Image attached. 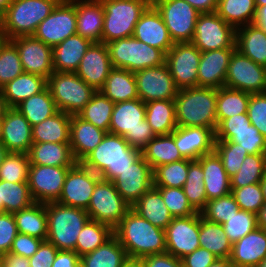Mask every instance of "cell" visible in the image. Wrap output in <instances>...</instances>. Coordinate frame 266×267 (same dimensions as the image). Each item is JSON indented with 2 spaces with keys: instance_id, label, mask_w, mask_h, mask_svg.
I'll list each match as a JSON object with an SVG mask.
<instances>
[{
  "instance_id": "6da1fadb",
  "label": "cell",
  "mask_w": 266,
  "mask_h": 267,
  "mask_svg": "<svg viewBox=\"0 0 266 267\" xmlns=\"http://www.w3.org/2000/svg\"><path fill=\"white\" fill-rule=\"evenodd\" d=\"M114 235L126 250L130 261L166 252L165 230L153 226L130 208L114 228Z\"/></svg>"
},
{
  "instance_id": "7a4b0ae2",
  "label": "cell",
  "mask_w": 266,
  "mask_h": 267,
  "mask_svg": "<svg viewBox=\"0 0 266 267\" xmlns=\"http://www.w3.org/2000/svg\"><path fill=\"white\" fill-rule=\"evenodd\" d=\"M140 156L141 151L131 147L123 136L106 133L101 143L81 163L101 179L113 181Z\"/></svg>"
},
{
  "instance_id": "3957f363",
  "label": "cell",
  "mask_w": 266,
  "mask_h": 267,
  "mask_svg": "<svg viewBox=\"0 0 266 267\" xmlns=\"http://www.w3.org/2000/svg\"><path fill=\"white\" fill-rule=\"evenodd\" d=\"M217 89L188 87L179 89L174 99L176 121L179 127L217 128Z\"/></svg>"
},
{
  "instance_id": "277c9868",
  "label": "cell",
  "mask_w": 266,
  "mask_h": 267,
  "mask_svg": "<svg viewBox=\"0 0 266 267\" xmlns=\"http://www.w3.org/2000/svg\"><path fill=\"white\" fill-rule=\"evenodd\" d=\"M61 0H12L0 16L3 39L33 35Z\"/></svg>"
},
{
  "instance_id": "5b68a950",
  "label": "cell",
  "mask_w": 266,
  "mask_h": 267,
  "mask_svg": "<svg viewBox=\"0 0 266 267\" xmlns=\"http://www.w3.org/2000/svg\"><path fill=\"white\" fill-rule=\"evenodd\" d=\"M145 118L146 106L140 98L115 103L109 133L123 136L141 151L156 136Z\"/></svg>"
},
{
  "instance_id": "8992f818",
  "label": "cell",
  "mask_w": 266,
  "mask_h": 267,
  "mask_svg": "<svg viewBox=\"0 0 266 267\" xmlns=\"http://www.w3.org/2000/svg\"><path fill=\"white\" fill-rule=\"evenodd\" d=\"M45 207L48 225L46 240L58 250L75 251L78 235L90 220L86 210L58 202L45 203Z\"/></svg>"
},
{
  "instance_id": "52a82bcc",
  "label": "cell",
  "mask_w": 266,
  "mask_h": 267,
  "mask_svg": "<svg viewBox=\"0 0 266 267\" xmlns=\"http://www.w3.org/2000/svg\"><path fill=\"white\" fill-rule=\"evenodd\" d=\"M104 7L102 43L132 37L135 25L152 0H100Z\"/></svg>"
},
{
  "instance_id": "ba28073f",
  "label": "cell",
  "mask_w": 266,
  "mask_h": 267,
  "mask_svg": "<svg viewBox=\"0 0 266 267\" xmlns=\"http://www.w3.org/2000/svg\"><path fill=\"white\" fill-rule=\"evenodd\" d=\"M113 68L137 72L165 63L166 54L136 38L128 37L106 43Z\"/></svg>"
},
{
  "instance_id": "9c48e42d",
  "label": "cell",
  "mask_w": 266,
  "mask_h": 267,
  "mask_svg": "<svg viewBox=\"0 0 266 267\" xmlns=\"http://www.w3.org/2000/svg\"><path fill=\"white\" fill-rule=\"evenodd\" d=\"M47 87L57 109L69 115H77L96 92L75 72L54 71L47 79Z\"/></svg>"
},
{
  "instance_id": "30bf717a",
  "label": "cell",
  "mask_w": 266,
  "mask_h": 267,
  "mask_svg": "<svg viewBox=\"0 0 266 267\" xmlns=\"http://www.w3.org/2000/svg\"><path fill=\"white\" fill-rule=\"evenodd\" d=\"M130 208L112 181L100 179L93 190L86 212L90 220L102 222L114 229Z\"/></svg>"
},
{
  "instance_id": "8fae6325",
  "label": "cell",
  "mask_w": 266,
  "mask_h": 267,
  "mask_svg": "<svg viewBox=\"0 0 266 267\" xmlns=\"http://www.w3.org/2000/svg\"><path fill=\"white\" fill-rule=\"evenodd\" d=\"M174 43L191 42L200 13L185 0H152Z\"/></svg>"
},
{
  "instance_id": "7c38bea8",
  "label": "cell",
  "mask_w": 266,
  "mask_h": 267,
  "mask_svg": "<svg viewBox=\"0 0 266 267\" xmlns=\"http://www.w3.org/2000/svg\"><path fill=\"white\" fill-rule=\"evenodd\" d=\"M235 41L236 29L216 12L200 13L191 43L201 52L236 48Z\"/></svg>"
},
{
  "instance_id": "4fadbf2b",
  "label": "cell",
  "mask_w": 266,
  "mask_h": 267,
  "mask_svg": "<svg viewBox=\"0 0 266 267\" xmlns=\"http://www.w3.org/2000/svg\"><path fill=\"white\" fill-rule=\"evenodd\" d=\"M76 0H61L37 27L33 36L50 47L77 34Z\"/></svg>"
},
{
  "instance_id": "5bb4252c",
  "label": "cell",
  "mask_w": 266,
  "mask_h": 267,
  "mask_svg": "<svg viewBox=\"0 0 266 267\" xmlns=\"http://www.w3.org/2000/svg\"><path fill=\"white\" fill-rule=\"evenodd\" d=\"M225 87L250 94L266 92V67L256 64L237 49L228 65Z\"/></svg>"
},
{
  "instance_id": "9a60e30c",
  "label": "cell",
  "mask_w": 266,
  "mask_h": 267,
  "mask_svg": "<svg viewBox=\"0 0 266 267\" xmlns=\"http://www.w3.org/2000/svg\"><path fill=\"white\" fill-rule=\"evenodd\" d=\"M202 52L191 42L174 43L165 62L179 89L198 86V65Z\"/></svg>"
},
{
  "instance_id": "2e32d148",
  "label": "cell",
  "mask_w": 266,
  "mask_h": 267,
  "mask_svg": "<svg viewBox=\"0 0 266 267\" xmlns=\"http://www.w3.org/2000/svg\"><path fill=\"white\" fill-rule=\"evenodd\" d=\"M71 167L30 165L27 182L33 201L44 204L56 202Z\"/></svg>"
},
{
  "instance_id": "e0dca14e",
  "label": "cell",
  "mask_w": 266,
  "mask_h": 267,
  "mask_svg": "<svg viewBox=\"0 0 266 267\" xmlns=\"http://www.w3.org/2000/svg\"><path fill=\"white\" fill-rule=\"evenodd\" d=\"M100 179L95 172L77 162L68 170L62 192L56 202L87 210L93 190Z\"/></svg>"
},
{
  "instance_id": "ac0fdd59",
  "label": "cell",
  "mask_w": 266,
  "mask_h": 267,
  "mask_svg": "<svg viewBox=\"0 0 266 267\" xmlns=\"http://www.w3.org/2000/svg\"><path fill=\"white\" fill-rule=\"evenodd\" d=\"M137 93L144 102L175 99L179 92L166 62L134 73Z\"/></svg>"
},
{
  "instance_id": "d6986e66",
  "label": "cell",
  "mask_w": 266,
  "mask_h": 267,
  "mask_svg": "<svg viewBox=\"0 0 266 267\" xmlns=\"http://www.w3.org/2000/svg\"><path fill=\"white\" fill-rule=\"evenodd\" d=\"M199 228L200 212L188 217L173 218L165 228L166 252L182 259L200 248Z\"/></svg>"
},
{
  "instance_id": "ffe728a7",
  "label": "cell",
  "mask_w": 266,
  "mask_h": 267,
  "mask_svg": "<svg viewBox=\"0 0 266 267\" xmlns=\"http://www.w3.org/2000/svg\"><path fill=\"white\" fill-rule=\"evenodd\" d=\"M19 53L23 71L46 79L54 72L52 47L33 35L10 39Z\"/></svg>"
},
{
  "instance_id": "44dd1931",
  "label": "cell",
  "mask_w": 266,
  "mask_h": 267,
  "mask_svg": "<svg viewBox=\"0 0 266 267\" xmlns=\"http://www.w3.org/2000/svg\"><path fill=\"white\" fill-rule=\"evenodd\" d=\"M112 183L121 197L132 206L144 193L153 187V169L140 156Z\"/></svg>"
},
{
  "instance_id": "7402d4cb",
  "label": "cell",
  "mask_w": 266,
  "mask_h": 267,
  "mask_svg": "<svg viewBox=\"0 0 266 267\" xmlns=\"http://www.w3.org/2000/svg\"><path fill=\"white\" fill-rule=\"evenodd\" d=\"M0 142L9 152L26 154L33 144L32 126L16 108H8L2 117Z\"/></svg>"
},
{
  "instance_id": "603a6c76",
  "label": "cell",
  "mask_w": 266,
  "mask_h": 267,
  "mask_svg": "<svg viewBox=\"0 0 266 267\" xmlns=\"http://www.w3.org/2000/svg\"><path fill=\"white\" fill-rule=\"evenodd\" d=\"M112 68L107 45L105 43H92L75 73L89 86L99 91Z\"/></svg>"
},
{
  "instance_id": "cb8c5ba5",
  "label": "cell",
  "mask_w": 266,
  "mask_h": 267,
  "mask_svg": "<svg viewBox=\"0 0 266 267\" xmlns=\"http://www.w3.org/2000/svg\"><path fill=\"white\" fill-rule=\"evenodd\" d=\"M133 37L162 50L165 54L174 44L160 12L152 3L142 13L135 25Z\"/></svg>"
},
{
  "instance_id": "d4e9b609",
  "label": "cell",
  "mask_w": 266,
  "mask_h": 267,
  "mask_svg": "<svg viewBox=\"0 0 266 267\" xmlns=\"http://www.w3.org/2000/svg\"><path fill=\"white\" fill-rule=\"evenodd\" d=\"M175 145L184 158L198 160L214 151L215 132L205 127H179L174 130Z\"/></svg>"
},
{
  "instance_id": "484cf974",
  "label": "cell",
  "mask_w": 266,
  "mask_h": 267,
  "mask_svg": "<svg viewBox=\"0 0 266 267\" xmlns=\"http://www.w3.org/2000/svg\"><path fill=\"white\" fill-rule=\"evenodd\" d=\"M236 48L202 52L198 65V87H224L232 53Z\"/></svg>"
},
{
  "instance_id": "4316f807",
  "label": "cell",
  "mask_w": 266,
  "mask_h": 267,
  "mask_svg": "<svg viewBox=\"0 0 266 267\" xmlns=\"http://www.w3.org/2000/svg\"><path fill=\"white\" fill-rule=\"evenodd\" d=\"M266 258V230L257 227L232 245L235 267H256Z\"/></svg>"
},
{
  "instance_id": "83f0119b",
  "label": "cell",
  "mask_w": 266,
  "mask_h": 267,
  "mask_svg": "<svg viewBox=\"0 0 266 267\" xmlns=\"http://www.w3.org/2000/svg\"><path fill=\"white\" fill-rule=\"evenodd\" d=\"M106 133L78 115H71L69 144L75 160L81 162L101 143Z\"/></svg>"
},
{
  "instance_id": "f1b7e54d",
  "label": "cell",
  "mask_w": 266,
  "mask_h": 267,
  "mask_svg": "<svg viewBox=\"0 0 266 267\" xmlns=\"http://www.w3.org/2000/svg\"><path fill=\"white\" fill-rule=\"evenodd\" d=\"M77 34L102 43L104 7L100 0H76Z\"/></svg>"
},
{
  "instance_id": "f546056e",
  "label": "cell",
  "mask_w": 266,
  "mask_h": 267,
  "mask_svg": "<svg viewBox=\"0 0 266 267\" xmlns=\"http://www.w3.org/2000/svg\"><path fill=\"white\" fill-rule=\"evenodd\" d=\"M204 173V185L207 201L226 196L231 193V181L227 175L222 160L216 151L201 156L197 160Z\"/></svg>"
},
{
  "instance_id": "4dcf8cb0",
  "label": "cell",
  "mask_w": 266,
  "mask_h": 267,
  "mask_svg": "<svg viewBox=\"0 0 266 267\" xmlns=\"http://www.w3.org/2000/svg\"><path fill=\"white\" fill-rule=\"evenodd\" d=\"M92 42L74 34L52 48L53 68L58 72H76Z\"/></svg>"
},
{
  "instance_id": "1f68e13d",
  "label": "cell",
  "mask_w": 266,
  "mask_h": 267,
  "mask_svg": "<svg viewBox=\"0 0 266 267\" xmlns=\"http://www.w3.org/2000/svg\"><path fill=\"white\" fill-rule=\"evenodd\" d=\"M236 49L256 64L266 67V32L255 23L236 29Z\"/></svg>"
},
{
  "instance_id": "d6a6232c",
  "label": "cell",
  "mask_w": 266,
  "mask_h": 267,
  "mask_svg": "<svg viewBox=\"0 0 266 267\" xmlns=\"http://www.w3.org/2000/svg\"><path fill=\"white\" fill-rule=\"evenodd\" d=\"M129 262L126 250L115 235L94 251L80 257V267H125Z\"/></svg>"
},
{
  "instance_id": "836d02e7",
  "label": "cell",
  "mask_w": 266,
  "mask_h": 267,
  "mask_svg": "<svg viewBox=\"0 0 266 267\" xmlns=\"http://www.w3.org/2000/svg\"><path fill=\"white\" fill-rule=\"evenodd\" d=\"M28 156L30 165L74 166L77 163L69 143H33Z\"/></svg>"
},
{
  "instance_id": "e575fe53",
  "label": "cell",
  "mask_w": 266,
  "mask_h": 267,
  "mask_svg": "<svg viewBox=\"0 0 266 267\" xmlns=\"http://www.w3.org/2000/svg\"><path fill=\"white\" fill-rule=\"evenodd\" d=\"M47 87V79L23 72L1 87L8 108H15L27 98L40 93Z\"/></svg>"
},
{
  "instance_id": "d590c367",
  "label": "cell",
  "mask_w": 266,
  "mask_h": 267,
  "mask_svg": "<svg viewBox=\"0 0 266 267\" xmlns=\"http://www.w3.org/2000/svg\"><path fill=\"white\" fill-rule=\"evenodd\" d=\"M131 208L153 226L163 230L173 219L163 201L161 193L154 186L144 193Z\"/></svg>"
},
{
  "instance_id": "8d00e7d4",
  "label": "cell",
  "mask_w": 266,
  "mask_h": 267,
  "mask_svg": "<svg viewBox=\"0 0 266 267\" xmlns=\"http://www.w3.org/2000/svg\"><path fill=\"white\" fill-rule=\"evenodd\" d=\"M71 115L57 111L41 123L32 126L33 143H69Z\"/></svg>"
},
{
  "instance_id": "74e56055",
  "label": "cell",
  "mask_w": 266,
  "mask_h": 267,
  "mask_svg": "<svg viewBox=\"0 0 266 267\" xmlns=\"http://www.w3.org/2000/svg\"><path fill=\"white\" fill-rule=\"evenodd\" d=\"M100 91L114 103L139 98L134 73L122 68L110 70Z\"/></svg>"
},
{
  "instance_id": "f35d334b",
  "label": "cell",
  "mask_w": 266,
  "mask_h": 267,
  "mask_svg": "<svg viewBox=\"0 0 266 267\" xmlns=\"http://www.w3.org/2000/svg\"><path fill=\"white\" fill-rule=\"evenodd\" d=\"M141 156L154 170L164 164L185 159L175 145L174 131L167 135H157L141 150Z\"/></svg>"
},
{
  "instance_id": "ab89813d",
  "label": "cell",
  "mask_w": 266,
  "mask_h": 267,
  "mask_svg": "<svg viewBox=\"0 0 266 267\" xmlns=\"http://www.w3.org/2000/svg\"><path fill=\"white\" fill-rule=\"evenodd\" d=\"M18 233L41 240L48 235L47 212L44 203L34 202L29 207L13 213Z\"/></svg>"
},
{
  "instance_id": "60d3db41",
  "label": "cell",
  "mask_w": 266,
  "mask_h": 267,
  "mask_svg": "<svg viewBox=\"0 0 266 267\" xmlns=\"http://www.w3.org/2000/svg\"><path fill=\"white\" fill-rule=\"evenodd\" d=\"M146 121L155 135L171 134L177 128L174 99L145 103Z\"/></svg>"
},
{
  "instance_id": "b9f144b4",
  "label": "cell",
  "mask_w": 266,
  "mask_h": 267,
  "mask_svg": "<svg viewBox=\"0 0 266 267\" xmlns=\"http://www.w3.org/2000/svg\"><path fill=\"white\" fill-rule=\"evenodd\" d=\"M199 243L200 248L207 249L217 258H230L231 256L233 244L225 234L222 225L206 220L201 213Z\"/></svg>"
},
{
  "instance_id": "7bdbcfd3",
  "label": "cell",
  "mask_w": 266,
  "mask_h": 267,
  "mask_svg": "<svg viewBox=\"0 0 266 267\" xmlns=\"http://www.w3.org/2000/svg\"><path fill=\"white\" fill-rule=\"evenodd\" d=\"M215 12L227 24L237 29L254 22L255 0H218Z\"/></svg>"
},
{
  "instance_id": "ee69618b",
  "label": "cell",
  "mask_w": 266,
  "mask_h": 267,
  "mask_svg": "<svg viewBox=\"0 0 266 267\" xmlns=\"http://www.w3.org/2000/svg\"><path fill=\"white\" fill-rule=\"evenodd\" d=\"M15 108L28 120L31 126L41 123L58 111L48 87L22 101Z\"/></svg>"
},
{
  "instance_id": "f6af8a7d",
  "label": "cell",
  "mask_w": 266,
  "mask_h": 267,
  "mask_svg": "<svg viewBox=\"0 0 266 267\" xmlns=\"http://www.w3.org/2000/svg\"><path fill=\"white\" fill-rule=\"evenodd\" d=\"M33 203L28 182L0 180V212L15 213Z\"/></svg>"
},
{
  "instance_id": "bcb514c9",
  "label": "cell",
  "mask_w": 266,
  "mask_h": 267,
  "mask_svg": "<svg viewBox=\"0 0 266 267\" xmlns=\"http://www.w3.org/2000/svg\"><path fill=\"white\" fill-rule=\"evenodd\" d=\"M215 140L238 143L248 154H266V138L252 124L240 130H216Z\"/></svg>"
},
{
  "instance_id": "7dc6e473",
  "label": "cell",
  "mask_w": 266,
  "mask_h": 267,
  "mask_svg": "<svg viewBox=\"0 0 266 267\" xmlns=\"http://www.w3.org/2000/svg\"><path fill=\"white\" fill-rule=\"evenodd\" d=\"M250 93L227 87L217 89L216 113L217 125L226 118L247 113Z\"/></svg>"
},
{
  "instance_id": "c3c4849f",
  "label": "cell",
  "mask_w": 266,
  "mask_h": 267,
  "mask_svg": "<svg viewBox=\"0 0 266 267\" xmlns=\"http://www.w3.org/2000/svg\"><path fill=\"white\" fill-rule=\"evenodd\" d=\"M114 104L99 90L94 93L91 100L77 115L81 119L109 133Z\"/></svg>"
},
{
  "instance_id": "681fc988",
  "label": "cell",
  "mask_w": 266,
  "mask_h": 267,
  "mask_svg": "<svg viewBox=\"0 0 266 267\" xmlns=\"http://www.w3.org/2000/svg\"><path fill=\"white\" fill-rule=\"evenodd\" d=\"M114 235V229L102 222L89 220L76 240L75 252L81 257L104 244Z\"/></svg>"
},
{
  "instance_id": "f907efd6",
  "label": "cell",
  "mask_w": 266,
  "mask_h": 267,
  "mask_svg": "<svg viewBox=\"0 0 266 267\" xmlns=\"http://www.w3.org/2000/svg\"><path fill=\"white\" fill-rule=\"evenodd\" d=\"M203 177L201 164L197 160L189 159V171L183 190L189 203L197 212H201L207 203Z\"/></svg>"
},
{
  "instance_id": "816d5d0a",
  "label": "cell",
  "mask_w": 266,
  "mask_h": 267,
  "mask_svg": "<svg viewBox=\"0 0 266 267\" xmlns=\"http://www.w3.org/2000/svg\"><path fill=\"white\" fill-rule=\"evenodd\" d=\"M266 171V154H249L239 171L230 178L231 188H241L260 183Z\"/></svg>"
},
{
  "instance_id": "f5cc1de1",
  "label": "cell",
  "mask_w": 266,
  "mask_h": 267,
  "mask_svg": "<svg viewBox=\"0 0 266 267\" xmlns=\"http://www.w3.org/2000/svg\"><path fill=\"white\" fill-rule=\"evenodd\" d=\"M189 171V159L168 163L153 170L154 187L183 188Z\"/></svg>"
},
{
  "instance_id": "db71d44e",
  "label": "cell",
  "mask_w": 266,
  "mask_h": 267,
  "mask_svg": "<svg viewBox=\"0 0 266 267\" xmlns=\"http://www.w3.org/2000/svg\"><path fill=\"white\" fill-rule=\"evenodd\" d=\"M23 72L16 46L10 40L2 39L0 41V88Z\"/></svg>"
},
{
  "instance_id": "11a10c76",
  "label": "cell",
  "mask_w": 266,
  "mask_h": 267,
  "mask_svg": "<svg viewBox=\"0 0 266 267\" xmlns=\"http://www.w3.org/2000/svg\"><path fill=\"white\" fill-rule=\"evenodd\" d=\"M30 160L26 153L8 152L0 166V180L27 182Z\"/></svg>"
},
{
  "instance_id": "9f6ffc18",
  "label": "cell",
  "mask_w": 266,
  "mask_h": 267,
  "mask_svg": "<svg viewBox=\"0 0 266 267\" xmlns=\"http://www.w3.org/2000/svg\"><path fill=\"white\" fill-rule=\"evenodd\" d=\"M222 227L230 242L234 244L258 227L257 214L239 209Z\"/></svg>"
},
{
  "instance_id": "6f0895ef",
  "label": "cell",
  "mask_w": 266,
  "mask_h": 267,
  "mask_svg": "<svg viewBox=\"0 0 266 267\" xmlns=\"http://www.w3.org/2000/svg\"><path fill=\"white\" fill-rule=\"evenodd\" d=\"M214 150L220 156L227 175L231 178L240 169L248 154L238 143L229 140H215Z\"/></svg>"
},
{
  "instance_id": "680465c9",
  "label": "cell",
  "mask_w": 266,
  "mask_h": 267,
  "mask_svg": "<svg viewBox=\"0 0 266 267\" xmlns=\"http://www.w3.org/2000/svg\"><path fill=\"white\" fill-rule=\"evenodd\" d=\"M238 210L239 206L230 193L226 196L207 201L205 208L200 213L206 220L222 225Z\"/></svg>"
},
{
  "instance_id": "91938a15",
  "label": "cell",
  "mask_w": 266,
  "mask_h": 267,
  "mask_svg": "<svg viewBox=\"0 0 266 267\" xmlns=\"http://www.w3.org/2000/svg\"><path fill=\"white\" fill-rule=\"evenodd\" d=\"M163 198L173 218L188 217L198 213L189 203L183 188L155 187Z\"/></svg>"
},
{
  "instance_id": "94428289",
  "label": "cell",
  "mask_w": 266,
  "mask_h": 267,
  "mask_svg": "<svg viewBox=\"0 0 266 267\" xmlns=\"http://www.w3.org/2000/svg\"><path fill=\"white\" fill-rule=\"evenodd\" d=\"M231 194L241 210L257 214L265 204L260 183L231 188Z\"/></svg>"
},
{
  "instance_id": "6125c7cd",
  "label": "cell",
  "mask_w": 266,
  "mask_h": 267,
  "mask_svg": "<svg viewBox=\"0 0 266 267\" xmlns=\"http://www.w3.org/2000/svg\"><path fill=\"white\" fill-rule=\"evenodd\" d=\"M247 115L251 124L266 138V92L250 95Z\"/></svg>"
},
{
  "instance_id": "be15d7a7",
  "label": "cell",
  "mask_w": 266,
  "mask_h": 267,
  "mask_svg": "<svg viewBox=\"0 0 266 267\" xmlns=\"http://www.w3.org/2000/svg\"><path fill=\"white\" fill-rule=\"evenodd\" d=\"M18 234L13 213L0 212V254L8 253Z\"/></svg>"
},
{
  "instance_id": "e7e4bbea",
  "label": "cell",
  "mask_w": 266,
  "mask_h": 267,
  "mask_svg": "<svg viewBox=\"0 0 266 267\" xmlns=\"http://www.w3.org/2000/svg\"><path fill=\"white\" fill-rule=\"evenodd\" d=\"M42 241L41 239L18 233L9 252L30 258L37 252Z\"/></svg>"
},
{
  "instance_id": "03108f58",
  "label": "cell",
  "mask_w": 266,
  "mask_h": 267,
  "mask_svg": "<svg viewBox=\"0 0 266 267\" xmlns=\"http://www.w3.org/2000/svg\"><path fill=\"white\" fill-rule=\"evenodd\" d=\"M58 249L49 241L41 242L37 252L29 258L30 267H52Z\"/></svg>"
},
{
  "instance_id": "003e7915",
  "label": "cell",
  "mask_w": 266,
  "mask_h": 267,
  "mask_svg": "<svg viewBox=\"0 0 266 267\" xmlns=\"http://www.w3.org/2000/svg\"><path fill=\"white\" fill-rule=\"evenodd\" d=\"M138 263L141 267H183L181 259L167 252L145 256Z\"/></svg>"
},
{
  "instance_id": "a7ac6f4b",
  "label": "cell",
  "mask_w": 266,
  "mask_h": 267,
  "mask_svg": "<svg viewBox=\"0 0 266 267\" xmlns=\"http://www.w3.org/2000/svg\"><path fill=\"white\" fill-rule=\"evenodd\" d=\"M217 257L207 249L197 248L181 259L183 267H209Z\"/></svg>"
},
{
  "instance_id": "89a4df30",
  "label": "cell",
  "mask_w": 266,
  "mask_h": 267,
  "mask_svg": "<svg viewBox=\"0 0 266 267\" xmlns=\"http://www.w3.org/2000/svg\"><path fill=\"white\" fill-rule=\"evenodd\" d=\"M251 122L247 113H241L238 115L231 116L223 119L218 125L216 130H240L246 128Z\"/></svg>"
},
{
  "instance_id": "2644e50d",
  "label": "cell",
  "mask_w": 266,
  "mask_h": 267,
  "mask_svg": "<svg viewBox=\"0 0 266 267\" xmlns=\"http://www.w3.org/2000/svg\"><path fill=\"white\" fill-rule=\"evenodd\" d=\"M52 267H80V256L75 251L58 250Z\"/></svg>"
},
{
  "instance_id": "8c879c8a",
  "label": "cell",
  "mask_w": 266,
  "mask_h": 267,
  "mask_svg": "<svg viewBox=\"0 0 266 267\" xmlns=\"http://www.w3.org/2000/svg\"><path fill=\"white\" fill-rule=\"evenodd\" d=\"M192 5L199 13L215 12L218 0H185Z\"/></svg>"
},
{
  "instance_id": "753ad0ef",
  "label": "cell",
  "mask_w": 266,
  "mask_h": 267,
  "mask_svg": "<svg viewBox=\"0 0 266 267\" xmlns=\"http://www.w3.org/2000/svg\"><path fill=\"white\" fill-rule=\"evenodd\" d=\"M3 260L6 267H30L29 258L10 252L3 255Z\"/></svg>"
},
{
  "instance_id": "34e18365",
  "label": "cell",
  "mask_w": 266,
  "mask_h": 267,
  "mask_svg": "<svg viewBox=\"0 0 266 267\" xmlns=\"http://www.w3.org/2000/svg\"><path fill=\"white\" fill-rule=\"evenodd\" d=\"M253 23L260 26L266 32V5L256 9V16Z\"/></svg>"
},
{
  "instance_id": "11e5206c",
  "label": "cell",
  "mask_w": 266,
  "mask_h": 267,
  "mask_svg": "<svg viewBox=\"0 0 266 267\" xmlns=\"http://www.w3.org/2000/svg\"><path fill=\"white\" fill-rule=\"evenodd\" d=\"M257 224L259 228L266 230V203L262 206L257 213Z\"/></svg>"
},
{
  "instance_id": "2a66077c",
  "label": "cell",
  "mask_w": 266,
  "mask_h": 267,
  "mask_svg": "<svg viewBox=\"0 0 266 267\" xmlns=\"http://www.w3.org/2000/svg\"><path fill=\"white\" fill-rule=\"evenodd\" d=\"M209 267H235L230 258H217Z\"/></svg>"
},
{
  "instance_id": "b9fcfbb0",
  "label": "cell",
  "mask_w": 266,
  "mask_h": 267,
  "mask_svg": "<svg viewBox=\"0 0 266 267\" xmlns=\"http://www.w3.org/2000/svg\"><path fill=\"white\" fill-rule=\"evenodd\" d=\"M8 109V106L5 102V98L3 96L2 90L0 88V118H2L5 114V111Z\"/></svg>"
},
{
  "instance_id": "09005b40",
  "label": "cell",
  "mask_w": 266,
  "mask_h": 267,
  "mask_svg": "<svg viewBox=\"0 0 266 267\" xmlns=\"http://www.w3.org/2000/svg\"><path fill=\"white\" fill-rule=\"evenodd\" d=\"M12 0H0V16L6 11Z\"/></svg>"
},
{
  "instance_id": "979ff035",
  "label": "cell",
  "mask_w": 266,
  "mask_h": 267,
  "mask_svg": "<svg viewBox=\"0 0 266 267\" xmlns=\"http://www.w3.org/2000/svg\"><path fill=\"white\" fill-rule=\"evenodd\" d=\"M260 186H261V189H262L264 202L266 203V171H265L264 177L260 181Z\"/></svg>"
},
{
  "instance_id": "deb4b68c",
  "label": "cell",
  "mask_w": 266,
  "mask_h": 267,
  "mask_svg": "<svg viewBox=\"0 0 266 267\" xmlns=\"http://www.w3.org/2000/svg\"><path fill=\"white\" fill-rule=\"evenodd\" d=\"M8 150L4 147V145L0 142V166L2 165L5 156L8 154Z\"/></svg>"
},
{
  "instance_id": "67dfc351",
  "label": "cell",
  "mask_w": 266,
  "mask_h": 267,
  "mask_svg": "<svg viewBox=\"0 0 266 267\" xmlns=\"http://www.w3.org/2000/svg\"><path fill=\"white\" fill-rule=\"evenodd\" d=\"M265 5H266V0H255L256 9L258 7L265 6Z\"/></svg>"
},
{
  "instance_id": "b62a3aed",
  "label": "cell",
  "mask_w": 266,
  "mask_h": 267,
  "mask_svg": "<svg viewBox=\"0 0 266 267\" xmlns=\"http://www.w3.org/2000/svg\"><path fill=\"white\" fill-rule=\"evenodd\" d=\"M125 267H141L140 264L136 261L129 262Z\"/></svg>"
},
{
  "instance_id": "603ad722",
  "label": "cell",
  "mask_w": 266,
  "mask_h": 267,
  "mask_svg": "<svg viewBox=\"0 0 266 267\" xmlns=\"http://www.w3.org/2000/svg\"><path fill=\"white\" fill-rule=\"evenodd\" d=\"M256 267H266V258Z\"/></svg>"
},
{
  "instance_id": "5803f987",
  "label": "cell",
  "mask_w": 266,
  "mask_h": 267,
  "mask_svg": "<svg viewBox=\"0 0 266 267\" xmlns=\"http://www.w3.org/2000/svg\"><path fill=\"white\" fill-rule=\"evenodd\" d=\"M3 265H4L3 255L0 254V267H3Z\"/></svg>"
}]
</instances>
